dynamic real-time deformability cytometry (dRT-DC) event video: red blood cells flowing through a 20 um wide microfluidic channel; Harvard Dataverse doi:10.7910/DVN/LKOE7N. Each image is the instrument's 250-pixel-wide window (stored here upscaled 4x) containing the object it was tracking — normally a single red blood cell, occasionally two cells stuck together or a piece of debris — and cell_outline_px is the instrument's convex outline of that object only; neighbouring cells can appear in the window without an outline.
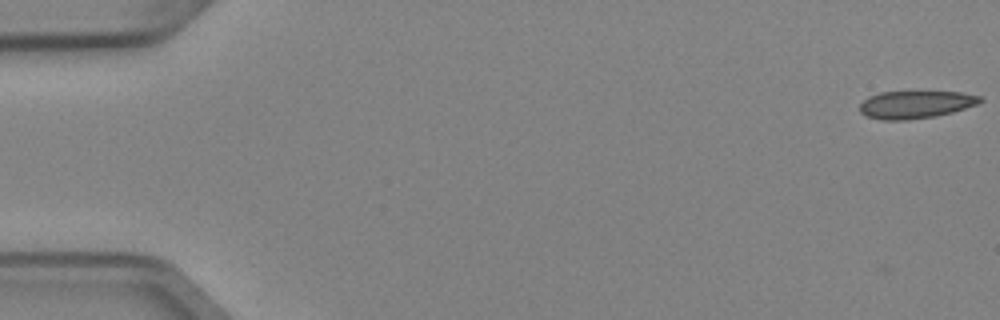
{"species": "Egyptian fruit bat (a non-hibernating species)", "species_latin": "Rousettus aegyptiacus", "temperature_condition": "cold", "stored_images_in_passage": 3, "camera_frame_rate_fps": 3000, "um_per_image_px": 0.085, "animal": {"sex": "female"}, "frame": {"image": 1, "passage_image": 1, "time_ms": 0.0, "image_size_px": [1000, 320], "cell_outline_px": [[984, 100], [976, 104], [952, 112], [936, 116], [908, 120], [884, 120], [868, 116], [860, 112], [860, 104], [868, 96], [880, 92], [960, 92], [980, 96]], "centroid_in_image_um": [77.81, 8.88], "position_along_channel_um": 7.2, "area_um2": 19.19}}